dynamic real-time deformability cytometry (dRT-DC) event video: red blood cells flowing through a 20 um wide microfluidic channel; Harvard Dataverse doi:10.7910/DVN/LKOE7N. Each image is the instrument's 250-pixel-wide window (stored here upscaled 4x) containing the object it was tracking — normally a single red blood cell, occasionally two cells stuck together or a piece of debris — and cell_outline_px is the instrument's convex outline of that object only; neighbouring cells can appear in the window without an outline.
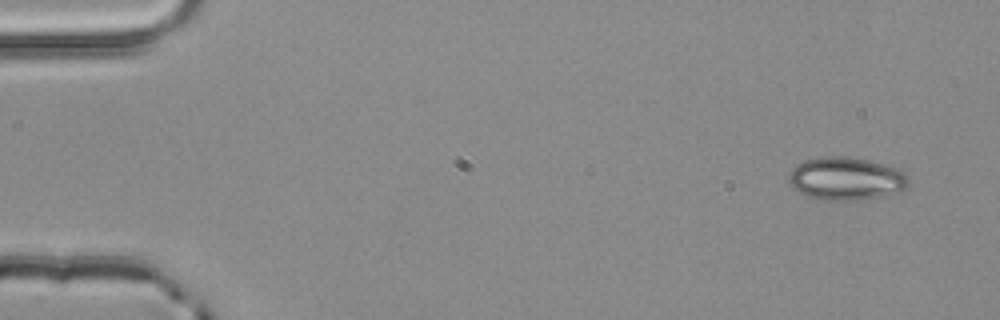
{"species": "common noctule bat (a hibernating species)", "species_latin": "Nyctalus noctula", "temperature_condition": "room temperature", "stored_images_in_passage": 4, "camera_frame_rate_fps": 3000, "um_per_image_px": 0.085, "animal": {"sex": "male", "body_mass_g": 20.4}, "frame": {"image": 1, "passage_image": 1, "time_ms": 0.0, "image_size_px": [1000, 320], "cell_outline_px": [[908, 184], [904, 192], [856, 200], [824, 200], [808, 196], [792, 188], [788, 184], [788, 176], [792, 168], [796, 164], [804, 160], [820, 156], [848, 156], [868, 160], [900, 168], [908, 176]], "centroid_in_image_um": [71.92, 15.17], "position_along_channel_um": 13.1, "area_um2": 30.46}}